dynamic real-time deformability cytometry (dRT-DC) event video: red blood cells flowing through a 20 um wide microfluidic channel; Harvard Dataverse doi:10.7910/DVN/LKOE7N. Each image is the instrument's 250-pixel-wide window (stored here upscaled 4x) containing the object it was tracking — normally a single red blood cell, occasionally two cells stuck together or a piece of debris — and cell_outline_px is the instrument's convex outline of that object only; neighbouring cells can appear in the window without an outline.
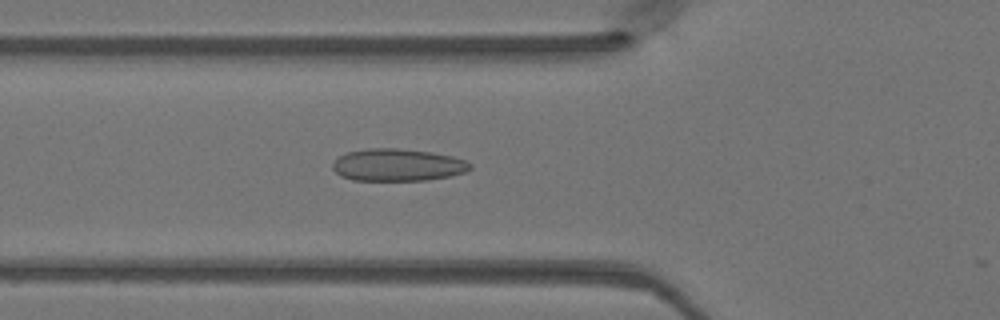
{"species": "Egyptian fruit bat (a non-hibernating species)", "species_latin": "Rousettus aegyptiacus", "temperature_condition": "warm", "stored_images_in_passage": 4, "camera_frame_rate_fps": 3000, "um_per_image_px": 0.085, "animal": {"sex": "female"}, "frame": {"image": 1, "passage_image": 3, "time_ms": 0.667, "image_size_px": [1000, 320], "cell_outline_px": [[472, 168], [464, 172], [452, 176], [428, 180], [352, 180], [340, 176], [332, 168], [332, 164], [340, 156], [348, 152], [368, 148], [396, 148], [432, 152], [452, 156], [464, 160], [472, 164]], "centroid_in_image_um": [33.81, 14.02], "position_along_channel_um": 92.0, "area_um2": 25.89}}